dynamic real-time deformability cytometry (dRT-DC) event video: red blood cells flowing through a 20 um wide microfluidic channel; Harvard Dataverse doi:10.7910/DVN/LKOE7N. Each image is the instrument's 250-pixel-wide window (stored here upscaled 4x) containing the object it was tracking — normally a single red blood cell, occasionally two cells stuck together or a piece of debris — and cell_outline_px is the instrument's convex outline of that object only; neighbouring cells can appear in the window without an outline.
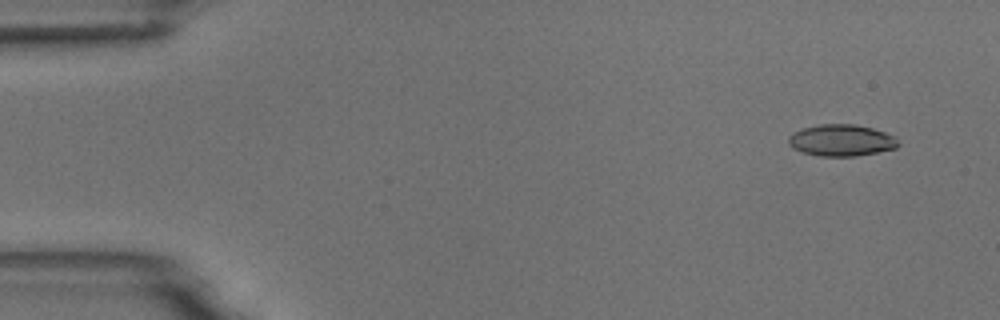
{"species": "common noctule bat (a hibernating species)", "species_latin": "Nyctalus noctula", "temperature_condition": "room temperature", "stored_images_in_passage": 6, "camera_frame_rate_fps": 3000, "um_per_image_px": 0.085, "animal": {"sex": "male", "body_mass_g": 18.8}, "frame": {"image": 1, "passage_image": 2, "time_ms": 1.0, "image_size_px": [1000, 320], "cell_outline_px": [[900, 144], [896, 148], [856, 156], [820, 156], [800, 152], [792, 148], [788, 144], [788, 136], [792, 132], [804, 128], [820, 124], [856, 124], [872, 128], [896, 136]], "centroid_in_image_um": [71.5, 11.93], "position_along_channel_um": 13.5, "area_um2": 20.4}}
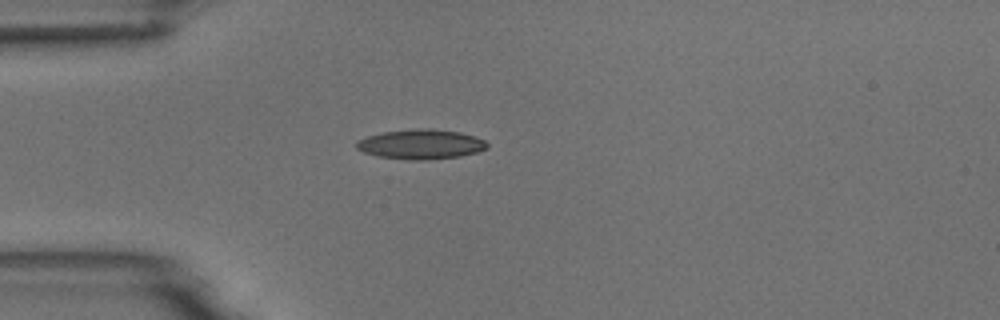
{"frame": {"image": 2, "passage_image": 5, "time_ms": 4.667, "image_size_px": [1000, 320], "cell_outline_px": [[488, 148], [476, 152], [460, 156], [428, 160], [408, 160], [376, 156], [364, 152], [356, 148], [356, 140], [364, 136], [380, 132], [416, 128], [428, 128], [460, 132], [476, 136], [484, 140], [488, 144]], "centroid_in_image_um": [35.74, 12.25], "position_along_channel_um": 49.3, "area_um2": 23.0}}